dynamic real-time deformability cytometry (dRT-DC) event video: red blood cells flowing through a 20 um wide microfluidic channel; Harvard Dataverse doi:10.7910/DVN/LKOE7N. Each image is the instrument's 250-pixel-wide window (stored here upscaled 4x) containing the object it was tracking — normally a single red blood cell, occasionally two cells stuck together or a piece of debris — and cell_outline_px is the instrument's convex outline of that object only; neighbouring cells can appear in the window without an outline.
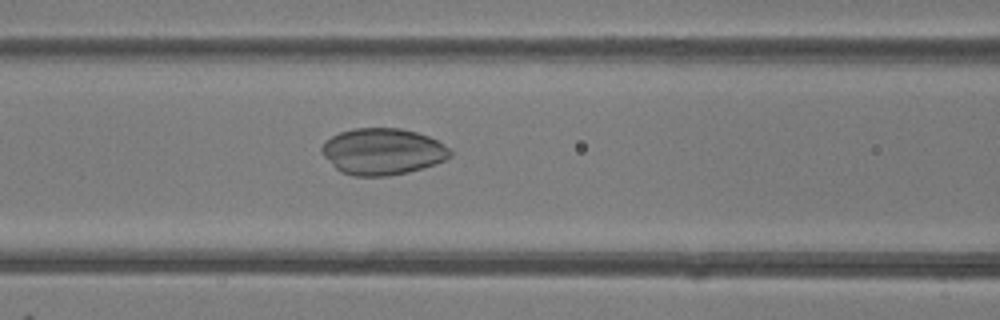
{"species": "common noctule bat (a hibernating species)", "species_latin": "Nyctalus noctula", "temperature_condition": "room temperature", "stored_images_in_passage": 49, "camera_frame_rate_fps": 3000, "um_per_image_px": 0.085, "animal": {"sex": "female"}, "frame": {"image": 1, "passage_image": 20, "time_ms": 6.333, "image_size_px": [1000, 320], "cell_outline_px": [[452, 156], [436, 164], [408, 172], [388, 176], [356, 176], [340, 172], [320, 152], [320, 148], [324, 140], [340, 132], [352, 128], [400, 128], [416, 132], [428, 136], [436, 140], [448, 148], [452, 152]], "centroid_in_image_um": [32.49, 12.88], "position_along_channel_um": 134.1, "area_um2": 34.85}}
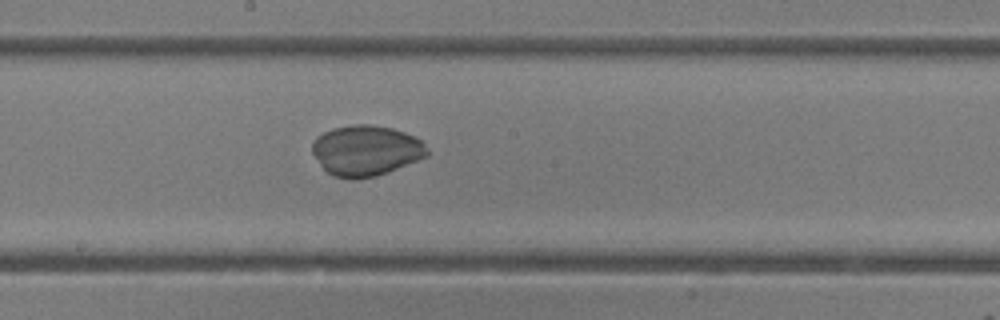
{"frame": {"image": 2, "passage_image": 26, "time_ms": 8.333, "image_size_px": [1000, 320], "cell_outline_px": [[428, 156], [388, 172], [376, 176], [356, 180], [352, 180], [332, 176], [320, 164], [312, 152], [312, 144], [316, 136], [332, 128], [352, 124], [368, 124], [392, 128], [404, 132], [420, 140], [428, 148]], "centroid_in_image_um": [31.09, 12.8], "position_along_channel_um": 217.1, "area_um2": 33.99}}
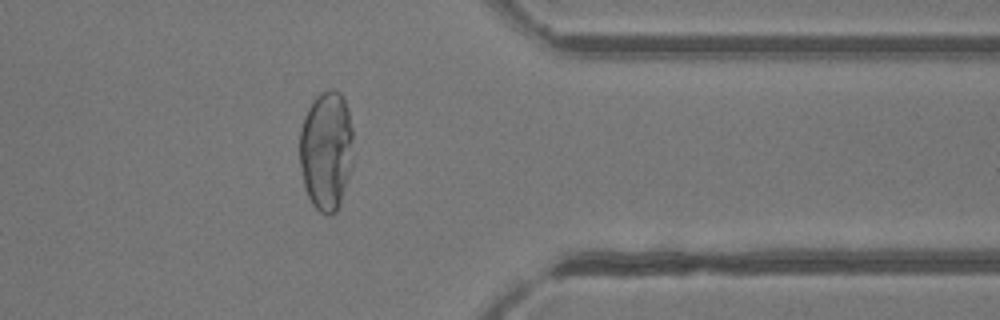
{"frame": {"image": 3, "passage_image": 39, "time_ms": 12.667, "image_size_px": [1000, 320], "cell_outline_px": [[352, 168], [336, 212], [332, 216], [328, 216], [320, 212], [312, 204], [304, 188], [300, 164], [300, 128], [304, 116], [308, 108], [316, 96], [320, 92], [332, 88], [340, 92], [348, 108], [352, 128]], "centroid_in_image_um": [27.73, 12.79], "position_along_channel_um": 383.7, "area_um2": 37.63}}